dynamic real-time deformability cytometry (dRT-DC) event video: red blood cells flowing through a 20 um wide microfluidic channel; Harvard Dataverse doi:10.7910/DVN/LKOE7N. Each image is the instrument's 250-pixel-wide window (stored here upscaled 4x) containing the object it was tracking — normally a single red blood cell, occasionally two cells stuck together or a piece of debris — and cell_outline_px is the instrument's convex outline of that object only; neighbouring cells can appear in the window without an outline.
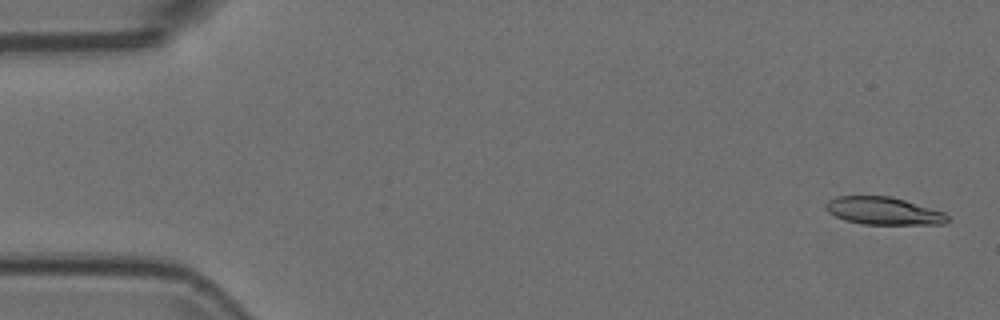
{"species": "Egyptian fruit bat (a non-hibernating species)", "species_latin": "Rousettus aegyptiacus", "temperature_condition": "room temperature", "stored_images_in_passage": 18, "camera_frame_rate_fps": 3000, "um_per_image_px": 0.085, "animal": {"sex": "female"}, "frame": {"image": 1, "passage_image": 2, "time_ms": 0.333, "image_size_px": [1000, 320], "cell_outline_px": [[948, 220], [944, 224], [864, 224], [844, 220], [828, 212], [824, 208], [824, 204], [828, 200], [836, 196], [892, 196], [944, 212], [948, 216]], "centroid_in_image_um": [75.06, 17.92], "position_along_channel_um": 9.9, "area_um2": 19.59}}
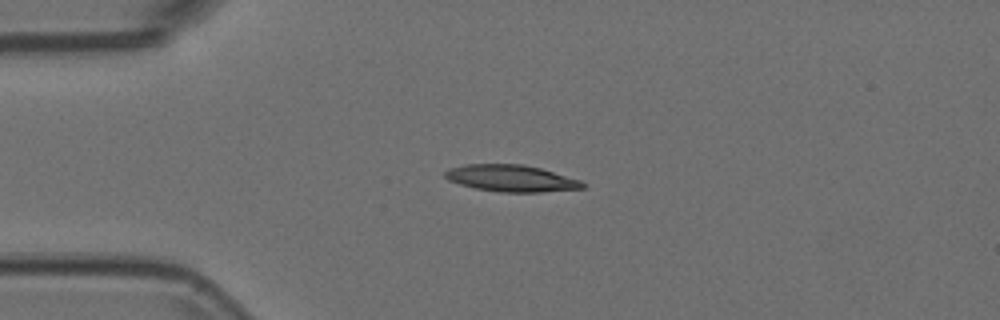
{"frame": {"image": 2, "passage_image": 13, "time_ms": 4.0, "image_size_px": [1000, 320], "cell_outline_px": [[588, 184], [584, 188], [540, 192], [500, 192], [476, 188], [460, 184], [448, 180], [444, 176], [444, 172], [448, 168], [464, 164], [524, 164], [540, 168], [580, 180]], "centroid_in_image_um": [43.44, 15.15], "position_along_channel_um": 41.6, "area_um2": 21.44}}